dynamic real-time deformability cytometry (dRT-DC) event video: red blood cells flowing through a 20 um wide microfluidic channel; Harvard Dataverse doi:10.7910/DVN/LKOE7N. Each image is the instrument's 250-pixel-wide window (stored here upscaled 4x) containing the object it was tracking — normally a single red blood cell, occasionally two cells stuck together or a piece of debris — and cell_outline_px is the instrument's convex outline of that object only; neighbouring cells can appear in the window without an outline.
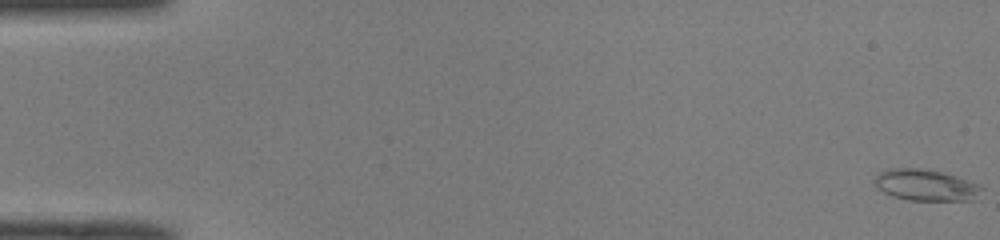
{"species": "common noctule bat (a hibernating species)", "species_latin": "Nyctalus noctula", "temperature_condition": "room temperature", "stored_images_in_passage": 51, "camera_frame_rate_fps": 3000, "um_per_image_px": 0.085, "animal": {"sex": "male", "body_mass_g": 19.0, "forearm_length_mm": 50.8}, "frame": {"image": 1, "passage_image": 1, "time_ms": 0.0, "image_size_px": [1000, 240], "cell_outline_px": [[984, 188], [976, 200], [908, 200], [892, 196], [884, 192], [872, 180], [880, 172], [888, 168], [920, 168], [940, 172], [956, 176], [980, 184]], "centroid_in_image_um": [78.72, 15.73], "position_along_channel_um": 6.3, "area_um2": 19.59}}
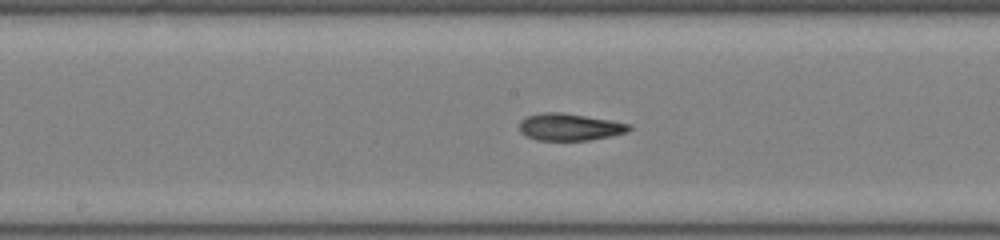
{"frame": {"image": 2, "passage_image": 27, "time_ms": 8.667, "image_size_px": [1000, 240], "cell_outline_px": [[632, 128], [628, 132], [612, 136], [588, 140], [536, 140], [520, 132], [520, 120], [528, 116], [544, 112], [560, 112], [632, 124]], "centroid_in_image_um": [48.44, 10.8], "position_along_channel_um": 199.8, "area_um2": 17.17}}
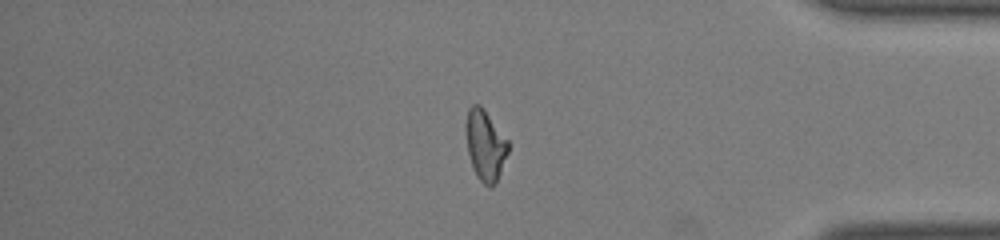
{"frame": {"image": 3, "passage_image": 43, "time_ms": 14.0, "image_size_px": [1000, 240], "cell_outline_px": [[508, 152], [496, 184], [492, 188], [488, 188], [476, 176], [472, 168], [468, 152], [464, 132], [464, 124], [468, 108], [472, 104], [480, 104], [484, 108], [508, 140]], "centroid_in_image_um": [41.22, 12.33], "position_along_channel_um": 394.0, "area_um2": 17.86}, "authors_computed_cell_mechanics": {"area_um2": 17.7446, "velocity_mm_per_s": 4.1057, "shape_relaxation_time_tau1_ms": null, "shape_relaxation_time_tau2_ms": 3.01, "deformation_change_tau1": null, "deformation_change_tau2": 0.0998}}